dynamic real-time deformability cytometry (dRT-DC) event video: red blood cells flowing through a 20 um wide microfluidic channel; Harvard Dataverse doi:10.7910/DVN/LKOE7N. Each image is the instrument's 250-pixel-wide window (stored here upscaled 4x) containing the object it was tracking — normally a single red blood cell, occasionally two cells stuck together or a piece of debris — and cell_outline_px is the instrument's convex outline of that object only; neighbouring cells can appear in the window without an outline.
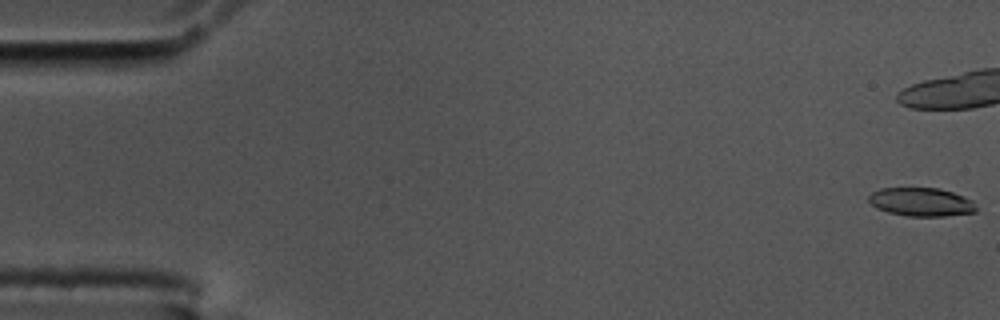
{"species": "common noctule bat (a hibernating species)", "species_latin": "Nyctalus noctula", "temperature_condition": "cold", "stored_images_in_passage": 45, "camera_frame_rate_fps": 3000, "um_per_image_px": 0.085, "animal": {"sex": "male", "body_mass_g": 17.5, "forearm_length_mm": 52.3}, "frame": {"image": 1, "passage_image": 1, "time_ms": 0.0, "image_size_px": [1000, 320], "cell_outline_px": [[976, 212], [944, 216], [908, 216], [888, 212], [876, 208], [868, 200], [868, 196], [872, 192], [880, 188], [940, 188], [964, 196], [972, 200], [976, 208]], "centroid_in_image_um": [78.29, 17.16], "position_along_channel_um": 6.7, "area_um2": 17.86}}